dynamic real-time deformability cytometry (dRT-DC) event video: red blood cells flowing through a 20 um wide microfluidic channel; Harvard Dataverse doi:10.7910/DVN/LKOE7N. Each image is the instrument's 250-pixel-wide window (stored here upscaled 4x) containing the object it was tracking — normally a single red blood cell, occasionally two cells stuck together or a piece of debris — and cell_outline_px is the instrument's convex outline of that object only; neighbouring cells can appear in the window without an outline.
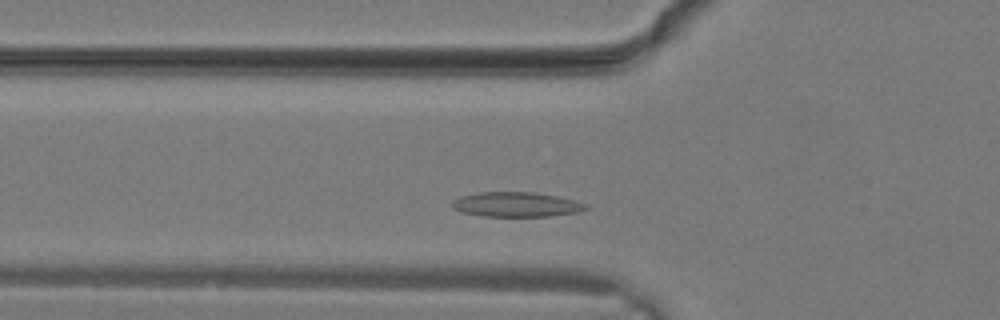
{"species": "common noctule bat (a hibernating species)", "species_latin": "Nyctalus noctula", "temperature_condition": "warm", "stored_images_in_passage": 14, "camera_frame_rate_fps": 3000, "um_per_image_px": 0.085, "animal": {"sex": "male", "body_mass_g": 19.2, "forearm_length_mm": 51.8}, "frame": {"image": 1, "passage_image": 4, "time_ms": 1.0, "image_size_px": [1000, 320], "cell_outline_px": [[588, 208], [576, 212], [552, 216], [484, 216], [460, 212], [452, 208], [452, 200], [460, 196], [480, 192], [532, 192], [556, 196], [588, 204]], "centroid_in_image_um": [43.84, 17.38], "position_along_channel_um": 82.0, "area_um2": 19.19}}
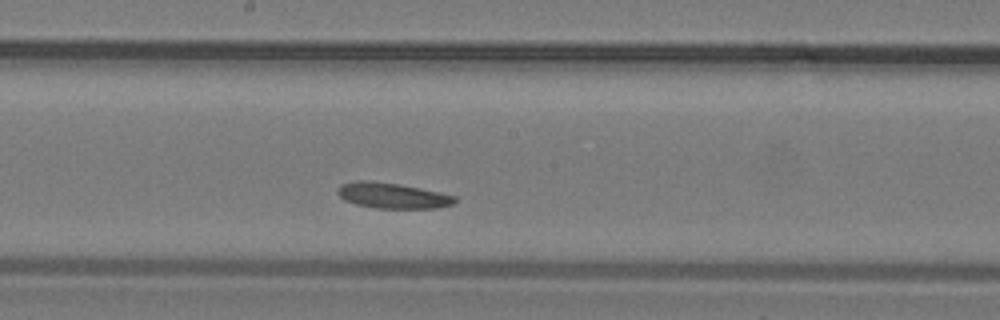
{"frame": {"image": 2, "passage_image": 10, "time_ms": 3.0, "image_size_px": [1000, 320], "cell_outline_px": [[456, 200], [452, 204], [436, 208], [376, 208], [356, 204], [344, 200], [336, 192], [340, 184], [356, 180], [372, 180], [400, 184], [420, 188], [456, 196]], "centroid_in_image_um": [33.31, 16.61], "position_along_channel_um": 214.9, "area_um2": 17.51}}
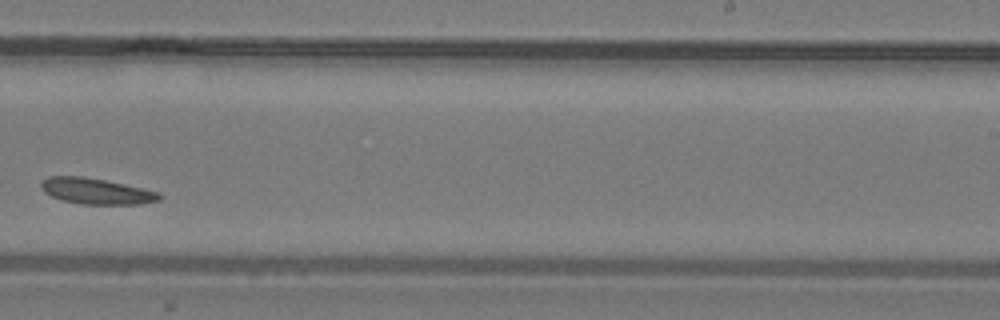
{"frame": {"image": 3, "passage_image": 13, "time_ms": 4.0, "image_size_px": [1000, 320], "cell_outline_px": [[164, 196], [160, 200], [140, 204], [80, 204], [60, 200], [44, 192], [40, 188], [40, 184], [48, 176], [84, 176], [104, 180], [160, 192]], "centroid_in_image_um": [8.18, 16.25], "position_along_channel_um": 280.8, "area_um2": 17.92}}